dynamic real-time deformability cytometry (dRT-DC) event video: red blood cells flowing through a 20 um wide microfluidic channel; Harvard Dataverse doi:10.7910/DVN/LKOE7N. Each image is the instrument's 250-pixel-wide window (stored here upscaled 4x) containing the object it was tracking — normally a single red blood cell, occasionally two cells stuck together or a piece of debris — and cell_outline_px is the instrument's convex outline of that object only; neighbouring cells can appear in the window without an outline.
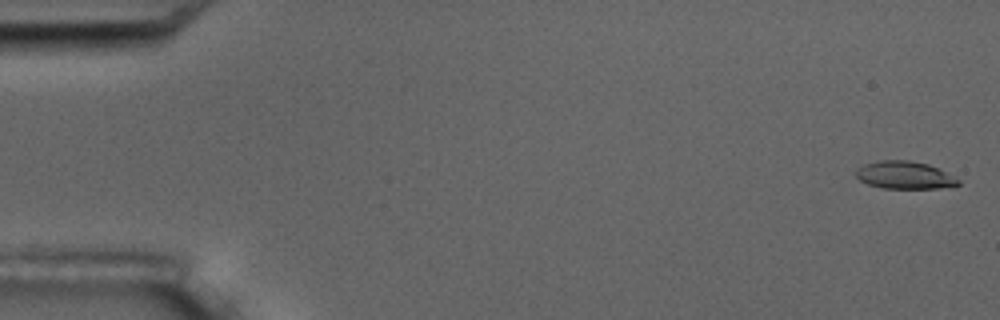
{"species": "common noctule bat (a hibernating species)", "species_latin": "Nyctalus noctula", "temperature_condition": "room temperature", "stored_images_in_passage": 6, "camera_frame_rate_fps": 3000, "um_per_image_px": 0.085, "animal": {"sex": "male", "body_mass_g": 17.5, "forearm_length_mm": 52.3}, "frame": {"image": 1, "passage_image": 1, "time_ms": 0.0, "image_size_px": [1000, 320], "cell_outline_px": [[960, 184], [936, 188], [884, 188], [868, 184], [860, 180], [856, 176], [856, 168], [864, 164], [876, 160], [908, 160], [928, 164], [956, 176], [960, 180]], "centroid_in_image_um": [76.88, 14.87], "position_along_channel_um": 8.1, "area_um2": 16.47}}
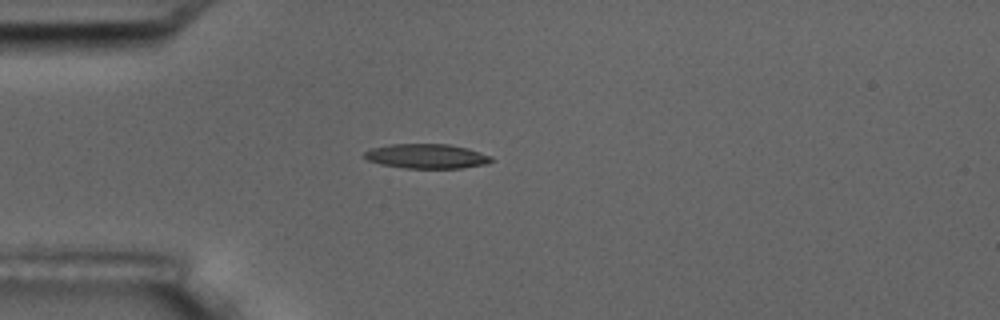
{"frame": {"image": 2, "passage_image": 5, "time_ms": 4.667, "image_size_px": [1000, 320], "cell_outline_px": [[492, 160], [484, 164], [464, 168], [404, 168], [380, 164], [368, 160], [364, 156], [364, 152], [372, 148], [392, 144], [448, 144], [468, 148], [492, 156]], "centroid_in_image_um": [36.27, 13.28], "position_along_channel_um": 48.7, "area_um2": 18.09}}